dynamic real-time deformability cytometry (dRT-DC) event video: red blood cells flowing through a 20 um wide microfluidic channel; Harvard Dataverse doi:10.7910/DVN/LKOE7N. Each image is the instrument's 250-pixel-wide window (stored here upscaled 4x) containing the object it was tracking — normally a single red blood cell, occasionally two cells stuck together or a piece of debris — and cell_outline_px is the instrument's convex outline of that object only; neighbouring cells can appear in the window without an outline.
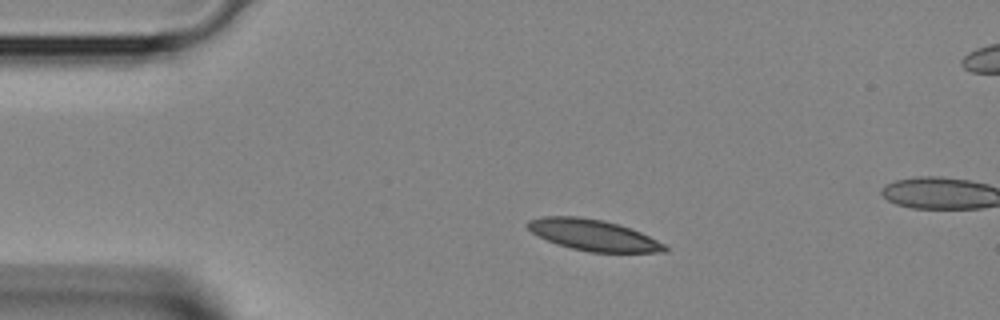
{"species": "Egyptian fruit bat (a non-hibernating species)", "species_latin": "Rousettus aegyptiacus", "temperature_condition": "room temperature", "stored_images_in_passage": 3, "camera_frame_rate_fps": 3000, "um_per_image_px": 0.085, "animal": {"sex": "female"}, "frame": {"image": 1, "passage_image": 2, "time_ms": 0.333, "image_size_px": [1000, 320], "cell_outline_px": [[668, 248], [664, 252], [588, 252], [556, 244], [532, 232], [524, 224], [528, 220], [544, 216], [576, 216], [604, 220], [640, 232], [664, 244]], "centroid_in_image_um": [50.38, 19.98], "position_along_channel_um": 34.6, "area_um2": 24.57}}